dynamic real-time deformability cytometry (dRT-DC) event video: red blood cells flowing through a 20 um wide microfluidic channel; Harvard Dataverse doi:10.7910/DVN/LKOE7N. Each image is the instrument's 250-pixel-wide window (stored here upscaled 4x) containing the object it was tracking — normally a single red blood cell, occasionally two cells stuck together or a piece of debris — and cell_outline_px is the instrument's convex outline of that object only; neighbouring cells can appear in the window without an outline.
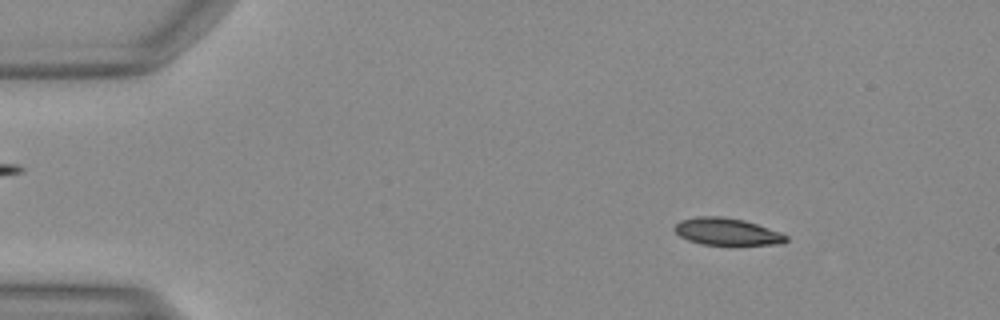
{"species": "Egyptian fruit bat (a non-hibernating species)", "species_latin": "Rousettus aegyptiacus", "temperature_condition": "warm", "stored_images_in_passage": 49, "camera_frame_rate_fps": 3000, "um_per_image_px": 0.085, "animal": {"sex": "female"}, "frame": {"image": 1, "passage_image": 6, "time_ms": 1.667, "image_size_px": [1000, 320], "cell_outline_px": [[788, 240], [784, 244], [700, 244], [688, 240], [680, 236], [672, 228], [680, 220], [696, 216], [720, 216], [744, 220], [780, 232], [788, 236]], "centroid_in_image_um": [61.77, 19.68], "position_along_channel_um": 23.2, "area_um2": 17.51}}
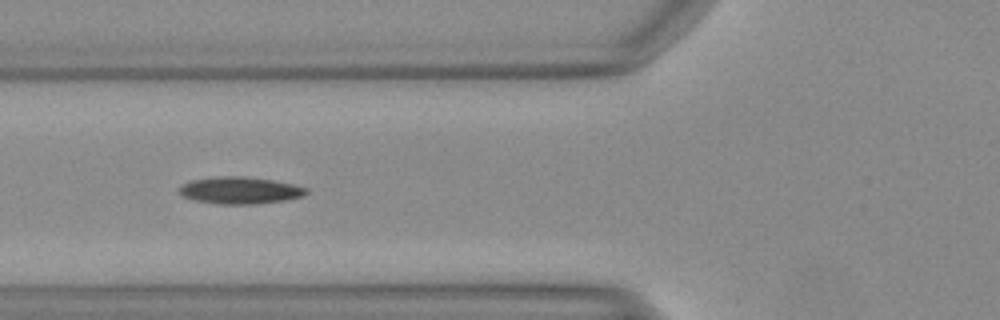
{"frame": {"image": 2, "passage_image": 18, "time_ms": 5.667, "image_size_px": [1000, 320], "cell_outline_px": [[308, 192], [304, 196], [284, 200], [256, 204], [220, 204], [196, 200], [180, 196], [180, 188], [184, 184], [192, 180], [220, 176], [244, 176], [272, 180], [292, 184], [308, 188]], "centroid_in_image_um": [20.43, 16.18], "position_along_channel_um": 105.4, "area_um2": 19.83}}
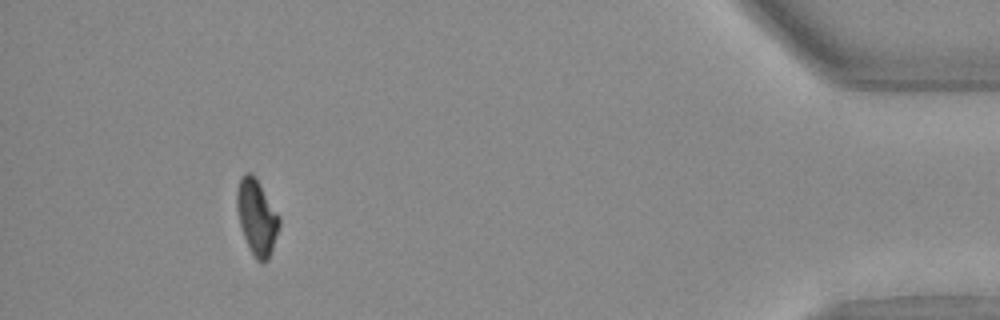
{"frame": {"image": 3, "passage_image": 45, "time_ms": 14.667, "image_size_px": [1000, 320], "cell_outline_px": [[280, 224], [268, 260], [264, 264], [256, 260], [248, 248], [240, 228], [236, 208], [236, 192], [240, 180], [244, 172], [252, 172], [260, 184], [280, 216]], "centroid_in_image_um": [21.81, 18.47], "position_along_channel_um": 413.4, "area_um2": 18.84}}